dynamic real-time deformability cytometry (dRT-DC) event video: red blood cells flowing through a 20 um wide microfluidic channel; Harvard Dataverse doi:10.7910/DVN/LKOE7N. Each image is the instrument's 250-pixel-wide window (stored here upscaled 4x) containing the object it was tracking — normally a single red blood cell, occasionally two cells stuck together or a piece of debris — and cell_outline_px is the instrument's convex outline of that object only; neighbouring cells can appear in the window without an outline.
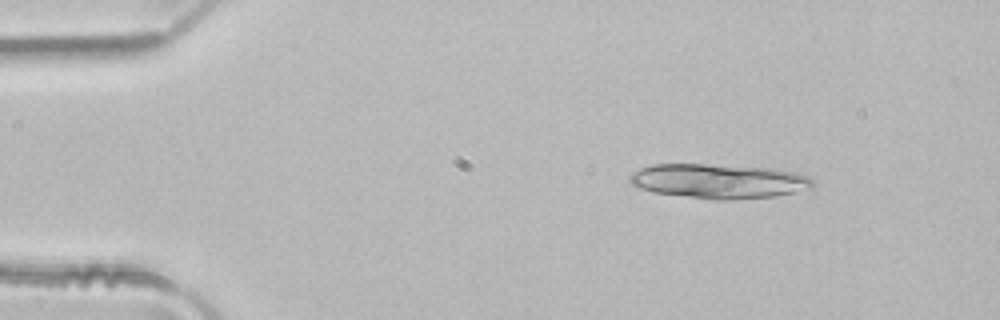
{"species": "common noctule bat (a hibernating species)", "species_latin": "Nyctalus noctula", "temperature_condition": "room temperature", "stored_images_in_passage": 3, "camera_frame_rate_fps": 3000, "um_per_image_px": 0.085, "animal": {"sex": "male", "body_mass_g": 21.5, "forearm_length_mm": 52.0}, "frame": {"image": 1, "passage_image": 1, "time_ms": 0.0, "image_size_px": [1000, 320], "cell_outline_px": [[816, 184], [812, 188], [796, 192], [776, 196], [732, 200], [716, 200], [652, 192], [640, 188], [632, 184], [628, 180], [628, 176], [632, 172], [640, 168], [652, 164], [708, 164], [776, 168], [796, 172], [808, 176]], "centroid_in_image_um": [61.12, 15.39], "position_along_channel_um": 23.9, "area_um2": 37.34}}